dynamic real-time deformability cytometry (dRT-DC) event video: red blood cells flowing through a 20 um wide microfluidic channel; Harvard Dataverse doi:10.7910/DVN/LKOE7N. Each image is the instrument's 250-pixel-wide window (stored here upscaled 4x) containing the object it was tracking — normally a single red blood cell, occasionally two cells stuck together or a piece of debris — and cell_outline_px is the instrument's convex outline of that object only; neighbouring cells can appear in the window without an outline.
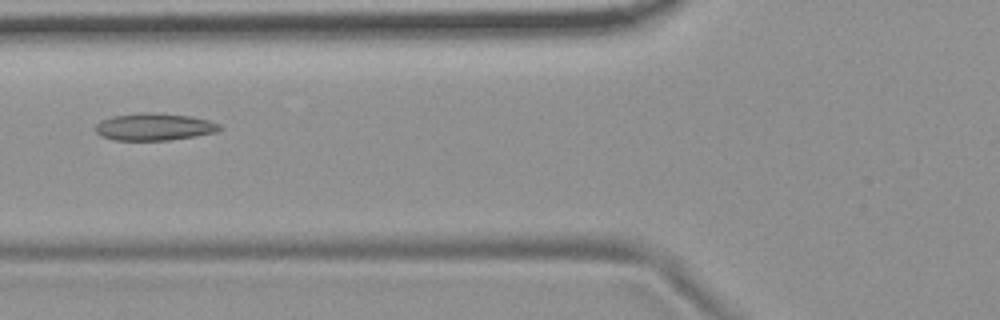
{"species": "common noctule bat (a hibernating species)", "species_latin": "Nyctalus noctula", "temperature_condition": "room temperature", "stored_images_in_passage": 54, "camera_frame_rate_fps": 3000, "um_per_image_px": 0.085, "animal": {"sex": "female", "body_mass_g": 19.9}, "frame": {"image": 1, "passage_image": 21, "time_ms": 6.667, "image_size_px": [1000, 320], "cell_outline_px": [[224, 128], [216, 132], [196, 136], [168, 140], [112, 140], [100, 136], [96, 132], [96, 124], [100, 120], [112, 116], [140, 112], [152, 112], [192, 116], [208, 120], [220, 124]], "centroid_in_image_um": [13.11, 10.77], "position_along_channel_um": 112.7, "area_um2": 19.94}}
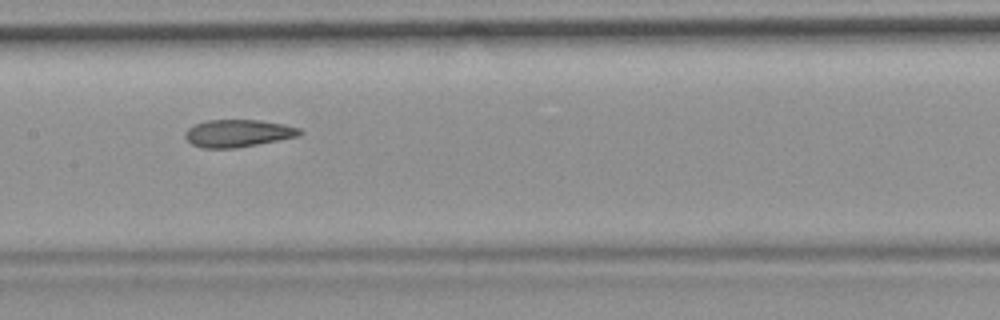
{"frame": {"image": 2, "passage_image": 27, "time_ms": 8.667, "image_size_px": [1000, 320], "cell_outline_px": [[304, 132], [300, 136], [236, 148], [200, 148], [192, 144], [184, 136], [184, 132], [192, 124], [208, 120], [260, 120], [284, 124], [300, 128]], "centroid_in_image_um": [20.22, 11.32], "position_along_channel_um": 187.2, "area_um2": 18.5}}
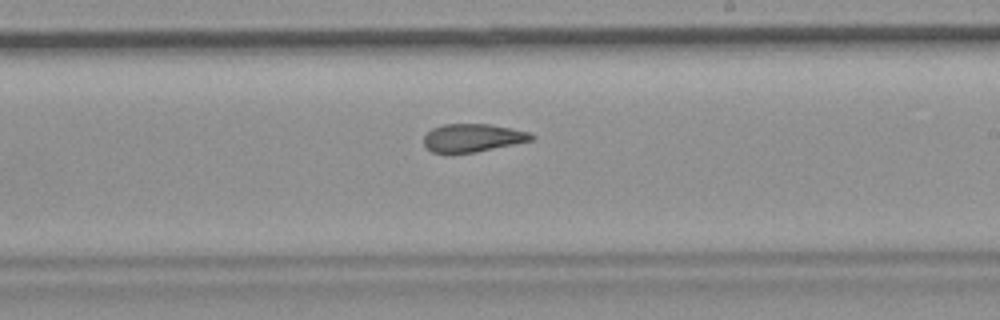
{"frame": {"image": 3, "passage_image": 32, "time_ms": 10.333, "image_size_px": [1000, 320], "cell_outline_px": [[536, 136], [532, 140], [476, 152], [448, 156], [432, 152], [424, 144], [424, 136], [432, 128], [444, 124], [488, 124], [512, 128], [532, 132]], "centroid_in_image_um": [40.15, 11.74], "position_along_channel_um": 248.8, "area_um2": 18.09}, "authors_computed_cell_mechanics": {"area_um2": 19.2474, "velocity_mm_per_s": 3.7242, "shape_relaxation_time_tau1_ms": null, "shape_relaxation_time_tau2_ms": 2.6513, "deformation_change_tau1": null, "deformation_change_tau2": 0.1006}}